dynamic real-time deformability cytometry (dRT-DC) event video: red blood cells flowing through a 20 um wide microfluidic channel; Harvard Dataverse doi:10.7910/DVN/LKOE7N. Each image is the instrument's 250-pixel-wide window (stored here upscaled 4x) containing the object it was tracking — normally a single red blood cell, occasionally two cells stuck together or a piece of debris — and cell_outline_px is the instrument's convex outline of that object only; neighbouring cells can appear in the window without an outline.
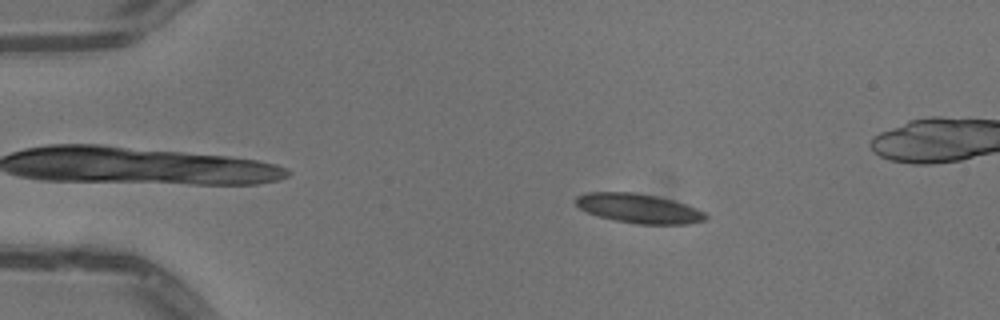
{"species": "common noctule bat (a hibernating species)", "species_latin": "Nyctalus noctula", "temperature_condition": "warm", "stored_images_in_passage": 52, "camera_frame_rate_fps": 3000, "um_per_image_px": 0.085, "animal": {"sex": "male", "body_mass_g": 13.3}, "frame": {"image": 1, "passage_image": 9, "time_ms": 2.667, "image_size_px": [1000, 320], "cell_outline_px": [[708, 220], [688, 224], [636, 224], [616, 220], [600, 216], [588, 212], [580, 208], [572, 200], [576, 196], [588, 192], [632, 192], [656, 196], [672, 200], [696, 208], [704, 212], [708, 216]], "centroid_in_image_um": [54.3, 17.71], "position_along_channel_um": 30.7, "area_um2": 22.2}}
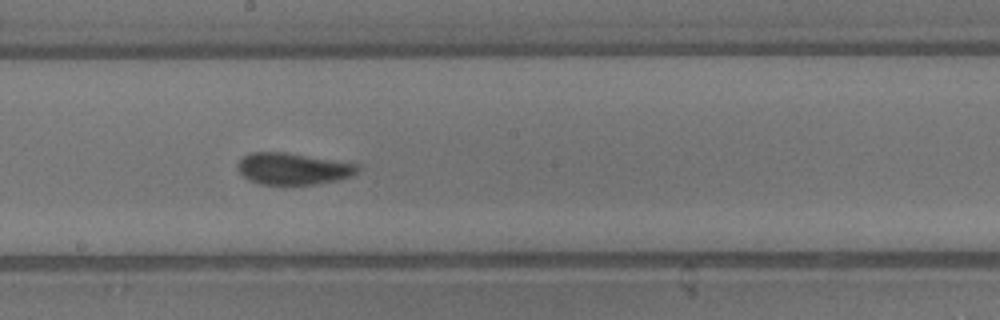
{"frame": {"image": 2, "passage_image": 28, "time_ms": 9.0, "image_size_px": [1000, 320], "cell_outline_px": [[360, 168], [352, 176], [336, 180], [316, 184], [256, 184], [248, 180], [240, 172], [236, 164], [244, 156], [252, 152], [284, 152], [360, 164]], "centroid_in_image_um": [24.9, 14.34], "position_along_channel_um": 223.3, "area_um2": 22.08}}
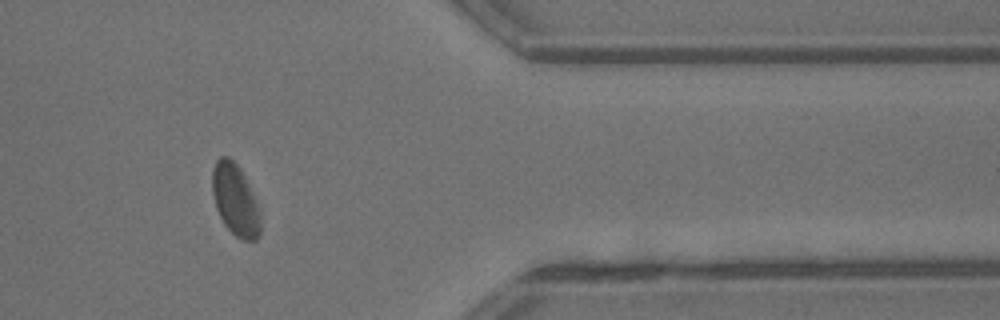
{"frame": {"image": 3, "passage_image": 42, "time_ms": 13.667, "image_size_px": [1000, 320], "cell_outline_px": [[260, 236], [256, 240], [244, 240], [236, 236], [224, 224], [216, 208], [212, 192], [212, 168], [216, 160], [220, 156], [228, 156], [240, 168], [256, 200], [260, 216]], "centroid_in_image_um": [19.98, 16.98], "position_along_channel_um": 391.4, "area_um2": 20.0}, "authors_computed_cell_mechanics": {"area_um2": 22.0218, "velocity_mm_per_s": 4.0281, "shape_relaxation_time_tau1_ms": 5.1145, "shape_relaxation_time_tau2_ms": 1.0633, "deformation_change_tau1": 0.1264, "deformation_change_tau2": 0.0431}}